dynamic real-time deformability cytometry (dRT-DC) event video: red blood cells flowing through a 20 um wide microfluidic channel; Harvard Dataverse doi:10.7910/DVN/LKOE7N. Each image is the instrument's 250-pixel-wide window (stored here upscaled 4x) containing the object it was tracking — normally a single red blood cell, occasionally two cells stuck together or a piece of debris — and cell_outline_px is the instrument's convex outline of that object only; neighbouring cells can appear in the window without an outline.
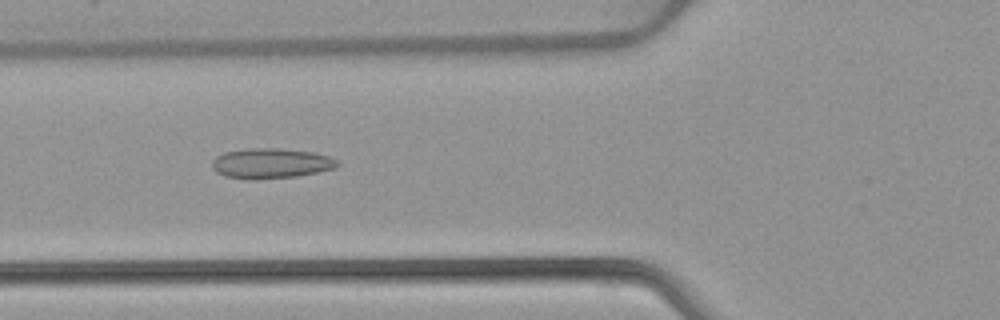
{"species": "common noctule bat (a hibernating species)", "species_latin": "Nyctalus noctula", "temperature_condition": "warm", "stored_images_in_passage": 52, "camera_frame_rate_fps": 3000, "um_per_image_px": 0.085, "animal": {"sex": "female", "body_mass_g": 22.7, "forearm_length_mm": 54.2}, "frame": {"image": 1, "passage_image": 20, "time_ms": 6.333, "image_size_px": [1000, 320], "cell_outline_px": [[340, 164], [336, 168], [296, 176], [252, 180], [224, 176], [216, 172], [212, 168], [212, 160], [216, 156], [224, 152], [248, 148], [280, 148], [316, 152], [328, 156], [336, 160]], "centroid_in_image_um": [23.01, 13.88], "position_along_channel_um": 102.8, "area_um2": 22.2}}
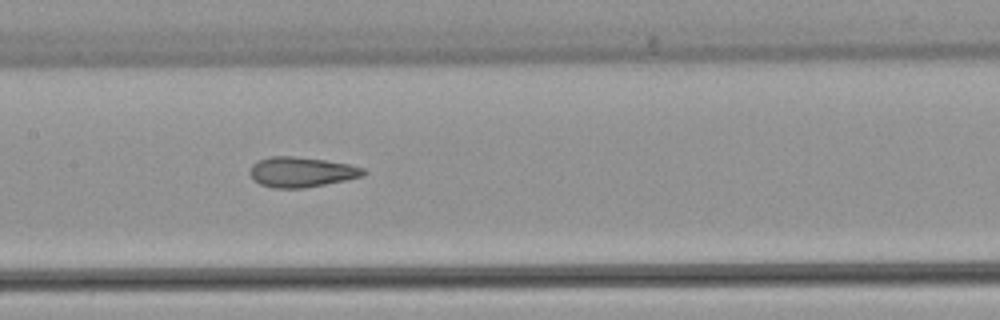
{"frame": {"image": 2, "passage_image": 26, "time_ms": 8.333, "image_size_px": [1000, 320], "cell_outline_px": [[368, 172], [364, 176], [304, 188], [272, 188], [260, 184], [248, 172], [252, 164], [260, 160], [272, 156], [296, 156], [324, 160], [348, 164], [364, 168]], "centroid_in_image_um": [25.63, 14.62], "position_along_channel_um": 181.8, "area_um2": 19.83}}
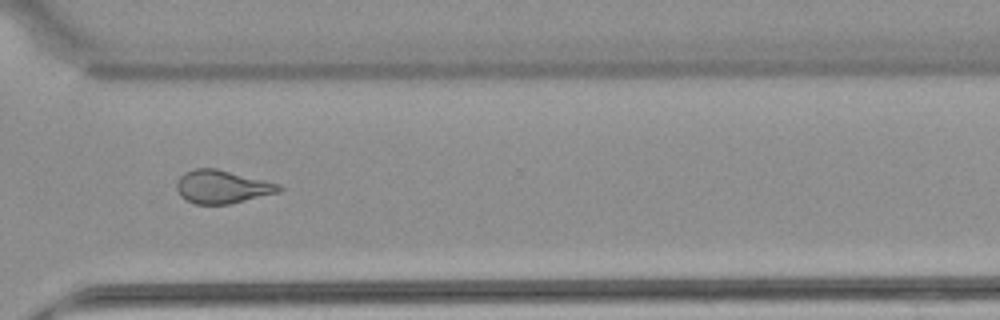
{"frame": {"image": 3, "passage_image": 39, "time_ms": 12.667, "image_size_px": [1000, 320], "cell_outline_px": [[284, 188], [280, 192], [228, 204], [196, 204], [180, 196], [176, 188], [176, 184], [180, 176], [184, 172], [196, 168], [216, 168], [280, 184]], "centroid_in_image_um": [18.88, 15.87], "position_along_channel_um": 351.7, "area_um2": 19.71}, "authors_computed_cell_mechanics": {"area_um2": 21.3571, "velocity_mm_per_s": 3.9273, "shape_relaxation_time_tau1_ms": null, "shape_relaxation_time_tau2_ms": 1.8075, "deformation_change_tau1": null, "deformation_change_tau2": 0.1007}}